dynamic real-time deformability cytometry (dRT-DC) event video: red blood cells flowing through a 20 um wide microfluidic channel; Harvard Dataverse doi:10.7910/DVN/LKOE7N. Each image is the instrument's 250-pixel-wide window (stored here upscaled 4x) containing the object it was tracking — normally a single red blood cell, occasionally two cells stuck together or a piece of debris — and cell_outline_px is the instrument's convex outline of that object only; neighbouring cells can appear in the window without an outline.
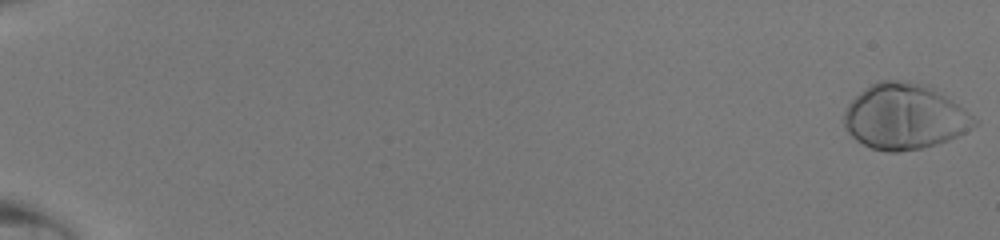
{"species": "human", "species_latin": "Homo sapiens", "temperature_condition": "room temperature", "stored_images_in_passage": 49, "camera_frame_rate_fps": 3000, "um_per_image_px": 0.085, "donor": {"sex": "male"}, "frame": {"image": 1, "passage_image": 1, "time_ms": 0.0, "image_size_px": [1000, 240], "cell_outline_px": [[980, 120], [976, 124], [964, 132], [948, 140], [936, 144], [920, 148], [896, 152], [888, 152], [872, 148], [856, 140], [848, 132], [844, 124], [844, 112], [848, 104], [864, 88], [880, 80], [904, 80], [928, 84], [964, 108]], "centroid_in_image_um": [76.9, 9.89], "position_along_channel_um": 8.1, "area_um2": 49.71}}
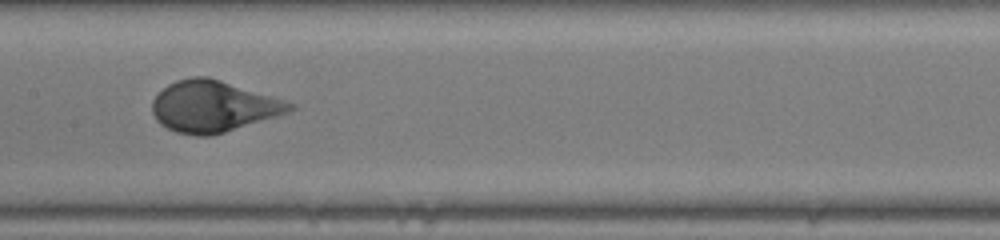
{"frame": {"image": 2, "passage_image": 28, "time_ms": 9.0, "image_size_px": [1000, 240], "cell_outline_px": [[296, 108], [288, 112], [276, 116], [212, 136], [196, 136], [176, 132], [160, 124], [156, 120], [152, 112], [152, 100], [168, 84], [176, 80], [192, 76], [208, 76], [296, 104]], "centroid_in_image_um": [18.1, 9.05], "position_along_channel_um": 189.3, "area_um2": 40.86}}
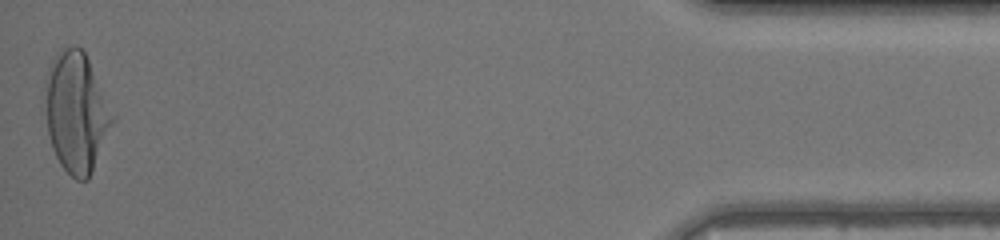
{"frame": {"image": 3, "passage_image": 49, "time_ms": 16.0, "image_size_px": [1000, 240], "cell_outline_px": [[116, 120], [92, 172], [88, 180], [76, 180], [60, 164], [52, 148], [48, 132], [44, 80], [48, 68], [56, 52], [60, 48], [72, 44], [76, 44], [84, 52], [116, 116]], "centroid_in_image_um": [6.5, 9.52], "position_along_channel_um": 428.7, "area_um2": 47.51}}